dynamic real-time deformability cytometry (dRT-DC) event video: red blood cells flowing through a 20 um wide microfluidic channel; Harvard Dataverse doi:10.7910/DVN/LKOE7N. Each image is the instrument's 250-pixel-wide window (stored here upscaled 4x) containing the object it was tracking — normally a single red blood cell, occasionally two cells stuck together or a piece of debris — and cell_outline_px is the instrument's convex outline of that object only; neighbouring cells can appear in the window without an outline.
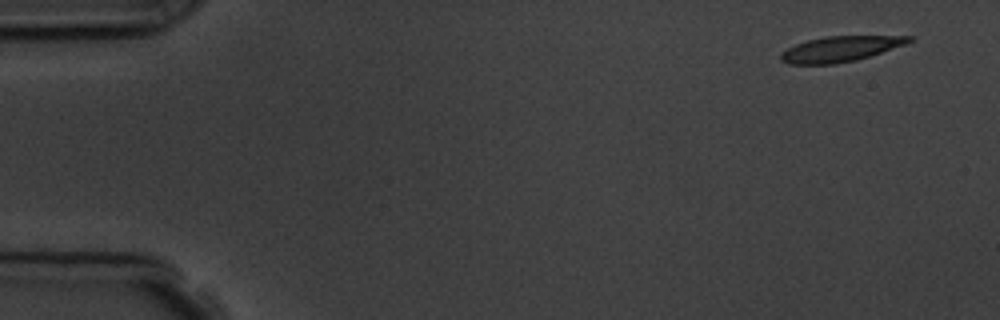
{"species": "common noctule bat (a hibernating species)", "species_latin": "Nyctalus noctula", "temperature_condition": "room temperature", "stored_images_in_passage": 9, "camera_frame_rate_fps": 3000, "um_per_image_px": 0.085, "animal": {"sex": "male", "body_mass_g": 19.5, "forearm_length_mm": 54.6}, "frame": {"image": 1, "passage_image": 1, "time_ms": 0.0, "image_size_px": [1000, 320], "cell_outline_px": [[916, 36], [912, 40], [904, 44], [856, 60], [836, 64], [788, 64], [780, 60], [780, 52], [796, 44], [808, 40], [824, 36]], "centroid_in_image_um": [71.37, 4.16], "position_along_channel_um": 13.6, "area_um2": 18.79}}
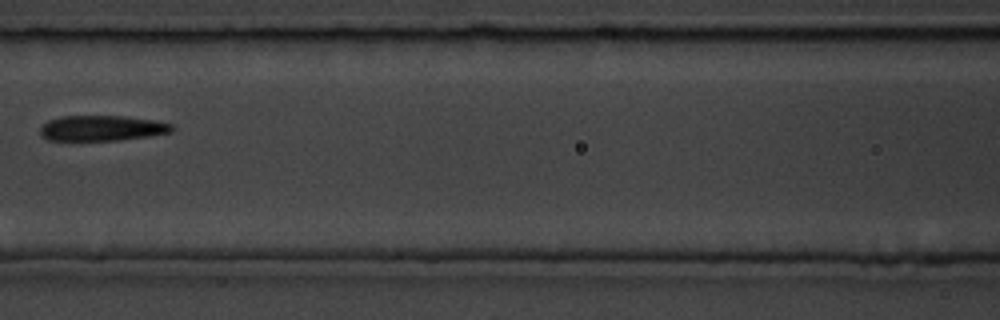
{"frame": {"image": 2, "passage_image": 7, "time_ms": 7.0, "image_size_px": [1000, 320], "cell_outline_px": [[176, 128], [172, 132], [148, 136], [116, 140], [48, 140], [40, 136], [40, 124], [48, 120], [60, 116], [124, 116], [156, 120], [172, 124]], "centroid_in_image_um": [8.64, 10.88], "position_along_channel_um": 158.0, "area_um2": 19.71}}